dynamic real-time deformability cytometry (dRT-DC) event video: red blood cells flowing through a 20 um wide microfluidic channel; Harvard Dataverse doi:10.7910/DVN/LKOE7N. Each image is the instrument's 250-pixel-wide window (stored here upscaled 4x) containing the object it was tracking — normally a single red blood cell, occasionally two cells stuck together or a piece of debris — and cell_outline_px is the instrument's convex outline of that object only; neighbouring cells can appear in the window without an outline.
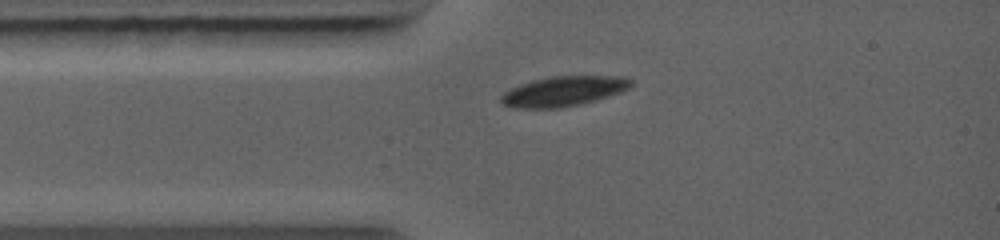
{"species": "common noctule bat (a hibernating species)", "species_latin": "Nyctalus noctula", "temperature_condition": "warm", "stored_images_in_passage": 33, "camera_frame_rate_fps": 5000, "um_per_image_px": 0.085, "animal": {"sex": "female", "body_mass_g": 19.0, "forearm_length_mm": 56.7}, "frame": {"image": 1, "passage_image": 1, "time_ms": 0.0, "image_size_px": [1000, 240], "cell_outline_px": [[632, 84], [628, 88], [620, 92], [596, 100], [580, 104], [560, 108], [512, 108], [504, 104], [500, 100], [500, 96], [504, 92], [520, 84], [532, 80], [548, 76], [624, 76], [632, 80]], "centroid_in_image_um": [47.88, 7.75], "position_along_channel_um": 37.1, "area_um2": 22.72}}
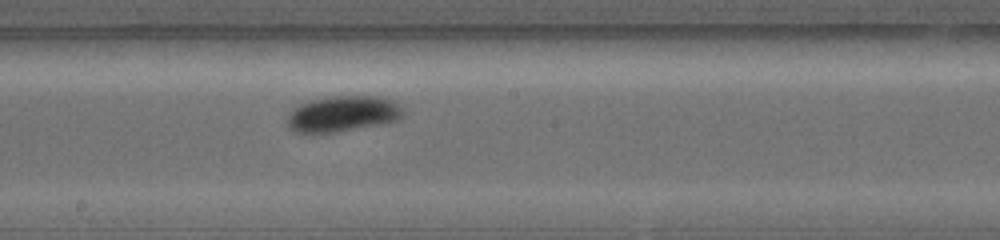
{"frame": {"image": 2, "passage_image": 15, "time_ms": 4.0, "image_size_px": [1000, 240], "cell_outline_px": [[404, 112], [400, 120], [388, 124], [336, 132], [296, 132], [288, 128], [288, 112], [300, 104], [312, 100], [332, 96], [380, 96], [392, 100], [404, 108]], "centroid_in_image_um": [29.21, 9.68], "position_along_channel_um": 219.0, "area_um2": 24.51}}
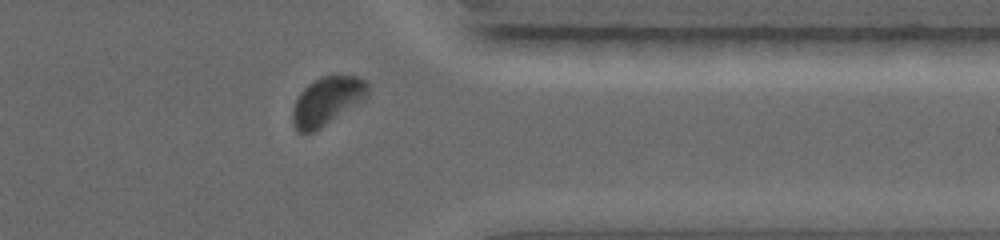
{"frame": {"image": 3, "passage_image": 28, "time_ms": 7.6, "image_size_px": [1000, 240], "cell_outline_px": [[368, 96], [364, 100], [320, 128], [312, 132], [296, 132], [292, 124], [292, 108], [300, 92], [308, 84], [324, 76], [356, 76], [364, 80], [368, 84]], "centroid_in_image_um": [27.78, 8.6], "position_along_channel_um": 383.6, "area_um2": 20.98}}